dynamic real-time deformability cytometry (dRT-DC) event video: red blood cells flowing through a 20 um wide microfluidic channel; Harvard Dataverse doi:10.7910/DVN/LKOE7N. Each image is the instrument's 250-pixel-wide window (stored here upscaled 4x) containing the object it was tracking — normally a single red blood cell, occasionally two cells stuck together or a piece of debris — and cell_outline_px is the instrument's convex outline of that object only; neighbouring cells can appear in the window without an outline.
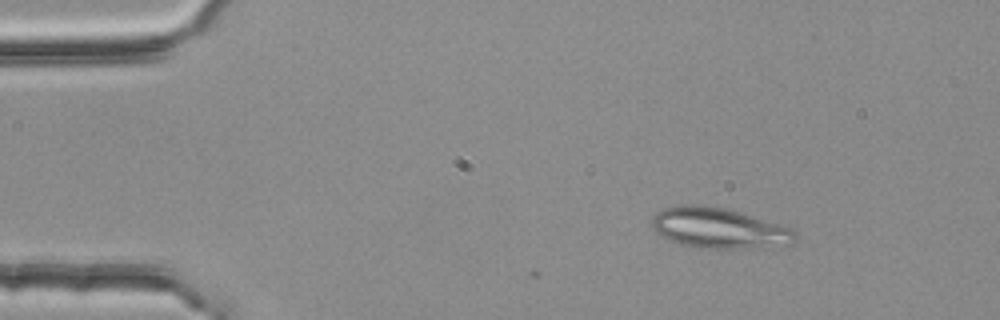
{"species": "common noctule bat (a hibernating species)", "species_latin": "Nyctalus noctula", "temperature_condition": "room temperature", "stored_images_in_passage": 2, "camera_frame_rate_fps": 3000, "um_per_image_px": 0.085, "animal": {"sex": "female", "body_mass_g": 25.1}, "frame": {"image": 1, "passage_image": 1, "time_ms": 0.0, "image_size_px": [1000, 320], "cell_outline_px": [[796, 236], [792, 244], [748, 248], [700, 248], [680, 244], [668, 240], [656, 232], [652, 228], [652, 220], [656, 212], [664, 208], [680, 204], [692, 204], [724, 208], [740, 212], [780, 224], [792, 228], [796, 232]], "centroid_in_image_um": [61.08, 19.39], "position_along_channel_um": 23.9, "area_um2": 33.76}}